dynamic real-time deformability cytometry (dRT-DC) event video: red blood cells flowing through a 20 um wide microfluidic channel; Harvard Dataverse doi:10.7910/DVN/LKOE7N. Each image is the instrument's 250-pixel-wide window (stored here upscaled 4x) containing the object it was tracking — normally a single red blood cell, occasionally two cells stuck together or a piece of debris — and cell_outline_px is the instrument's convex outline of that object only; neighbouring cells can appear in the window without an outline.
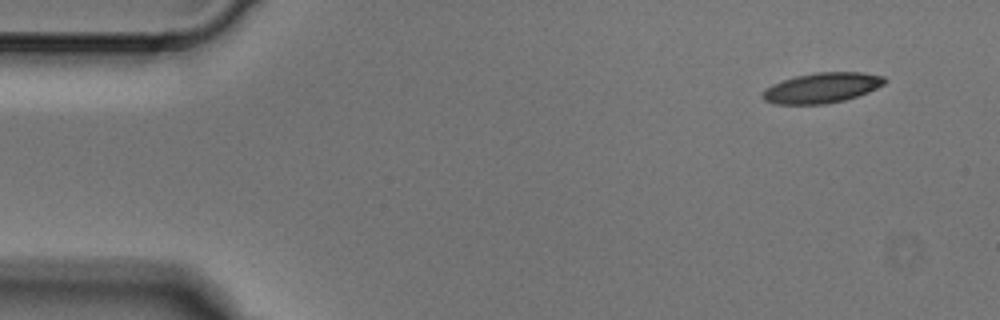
{"species": "Egyptian fruit bat (a non-hibernating species)", "species_latin": "Rousettus aegyptiacus", "temperature_condition": "cold", "stored_images_in_passage": 3, "segment_of_instrument_passage": [1, 2], "camera_frame_rate_fps": 3000, "um_per_image_px": 0.085, "animal": {"sex": "male"}, "frame": {"image": 1, "passage_image": 1, "time_ms": 0.0, "image_size_px": [1000, 320], "cell_outline_px": [[888, 80], [884, 84], [868, 92], [844, 100], [824, 104], [776, 104], [764, 100], [760, 96], [764, 88], [772, 84], [796, 76], [816, 72], [860, 72], [884, 76]], "centroid_in_image_um": [69.84, 7.46], "position_along_channel_um": 15.2, "area_um2": 21.5}}